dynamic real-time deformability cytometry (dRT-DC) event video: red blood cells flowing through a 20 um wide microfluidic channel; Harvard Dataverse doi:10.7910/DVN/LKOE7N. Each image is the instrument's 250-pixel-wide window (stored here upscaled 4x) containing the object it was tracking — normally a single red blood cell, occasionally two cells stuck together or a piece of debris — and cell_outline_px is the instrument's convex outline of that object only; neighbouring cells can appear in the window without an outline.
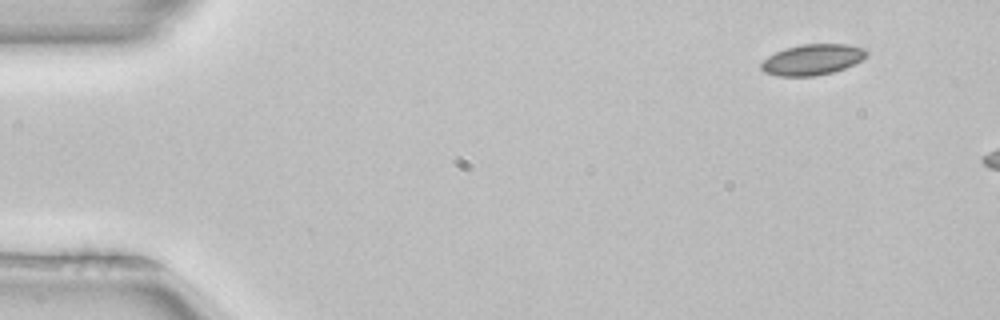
{"species": "common noctule bat (a hibernating species)", "species_latin": "Nyctalus noctula", "temperature_condition": "room temperature", "stored_images_in_passage": 3, "camera_frame_rate_fps": 3000, "um_per_image_px": 0.085, "animal": {"sex": "female", "body_mass_g": 22.7, "forearm_length_mm": 54.2}, "frame": {"image": 1, "passage_image": 1, "time_ms": 0.0, "image_size_px": [1000, 320], "cell_outline_px": [[868, 52], [860, 60], [844, 68], [832, 72], [816, 76], [780, 76], [764, 72], [760, 68], [760, 64], [768, 56], [784, 48], [804, 44], [848, 44], [864, 48]], "centroid_in_image_um": [69.02, 5.06], "position_along_channel_um": 16.0, "area_um2": 18.73}}